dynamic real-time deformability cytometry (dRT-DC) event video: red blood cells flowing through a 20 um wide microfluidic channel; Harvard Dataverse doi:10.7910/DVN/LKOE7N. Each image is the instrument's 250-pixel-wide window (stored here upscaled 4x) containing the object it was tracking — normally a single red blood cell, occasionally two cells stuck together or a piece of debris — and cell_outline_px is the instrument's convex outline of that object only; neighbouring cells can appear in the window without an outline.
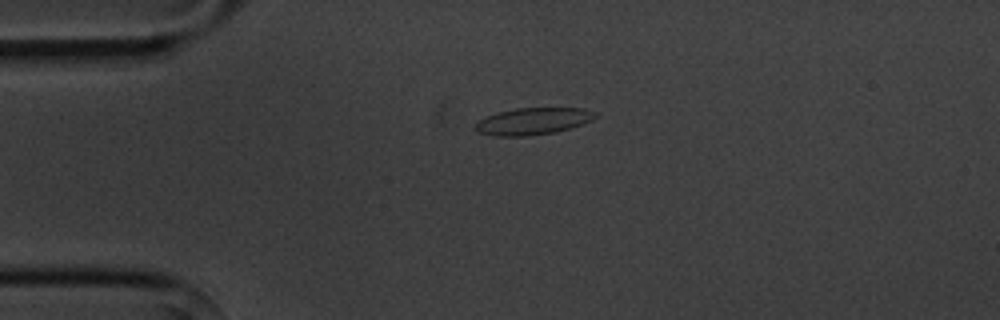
{"species": "common noctule bat (a hibernating species)", "species_latin": "Nyctalus noctula", "temperature_condition": "cold", "stored_images_in_passage": 2, "camera_frame_rate_fps": 3000, "um_per_image_px": 0.085, "animal": {"sex": "male", "body_mass_g": 20.1, "forearm_length_mm": 53.5}, "frame": {"image": 1, "passage_image": 1, "time_ms": 0.0, "image_size_px": [1000, 320], "cell_outline_px": [[596, 116], [592, 120], [584, 124], [572, 128], [556, 132], [528, 136], [496, 136], [476, 132], [472, 128], [476, 120], [500, 112], [516, 108], [584, 108], [596, 112]], "centroid_in_image_um": [45.28, 10.31], "position_along_channel_um": 39.7, "area_um2": 19.07}}